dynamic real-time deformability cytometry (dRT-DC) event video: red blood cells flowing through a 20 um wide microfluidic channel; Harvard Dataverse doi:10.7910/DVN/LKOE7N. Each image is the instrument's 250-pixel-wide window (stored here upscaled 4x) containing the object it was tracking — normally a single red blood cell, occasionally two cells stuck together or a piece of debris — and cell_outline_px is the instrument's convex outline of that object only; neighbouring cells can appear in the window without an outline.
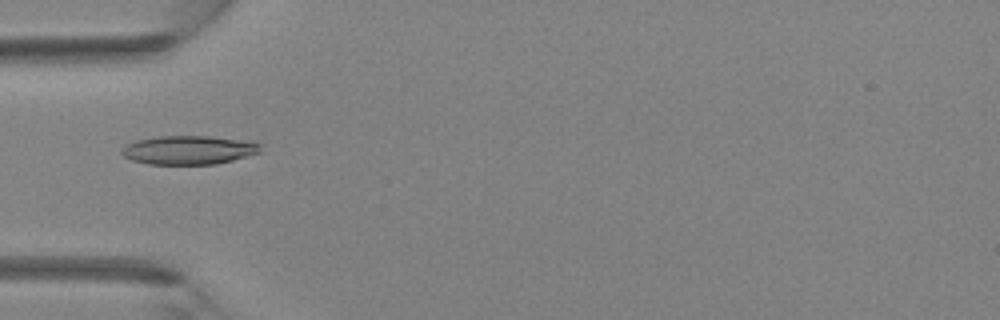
{"species": "Egyptian fruit bat (a non-hibernating species)", "species_latin": "Rousettus aegyptiacus", "temperature_condition": "room temperature", "stored_images_in_passage": 39, "camera_frame_rate_fps": 3000, "um_per_image_px": 0.085, "animal": {"sex": "female"}, "frame": {"image": 1, "passage_image": 10, "time_ms": 3.0, "image_size_px": [1000, 320], "cell_outline_px": [[260, 152], [232, 160], [216, 164], [148, 164], [132, 160], [124, 156], [120, 152], [120, 148], [124, 144], [136, 140], [160, 136], [208, 136], [236, 140], [260, 144]], "centroid_in_image_um": [15.93, 12.75], "position_along_channel_um": 69.1, "area_um2": 23.0}}
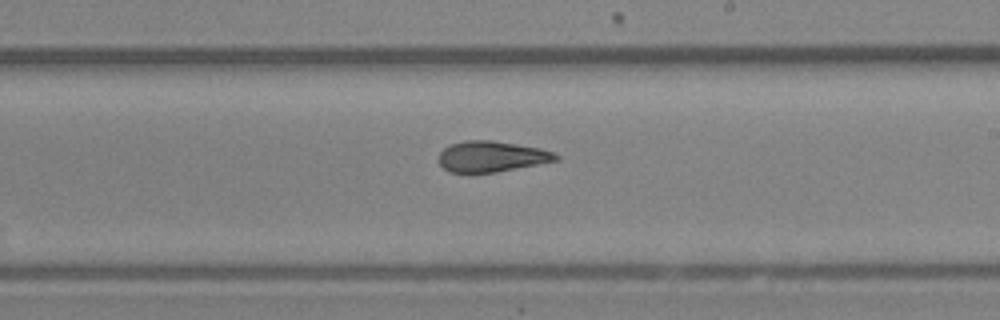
{"frame": {"image": 2, "passage_image": 21, "time_ms": 6.667, "image_size_px": [1000, 320], "cell_outline_px": [[560, 160], [496, 172], [472, 176], [448, 172], [440, 164], [440, 152], [444, 148], [452, 144], [464, 140], [492, 140], [540, 148], [552, 152], [560, 156]], "centroid_in_image_um": [41.75, 13.34], "position_along_channel_um": 247.2, "area_um2": 21.56}}
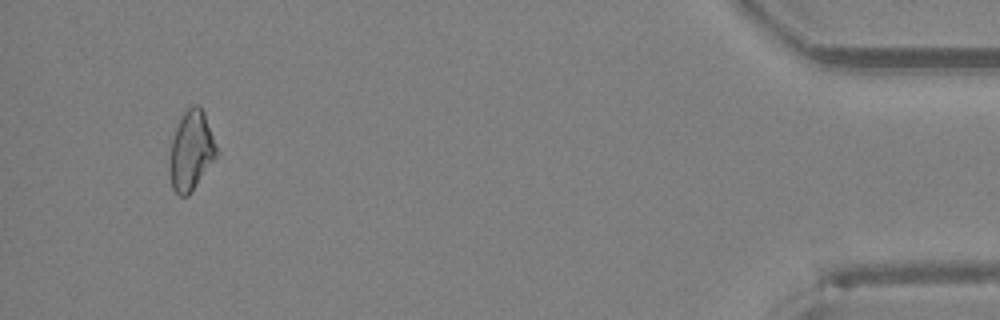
{"frame": {"image": 3, "passage_image": 36, "time_ms": 11.667, "image_size_px": [1000, 320], "cell_outline_px": [[220, 152], [216, 160], [192, 192], [188, 196], [180, 196], [172, 188], [168, 168], [168, 160], [172, 136], [184, 112], [192, 104], [200, 104], [204, 112]], "centroid_in_image_um": [16.27, 12.83], "position_along_channel_um": 418.9, "area_um2": 22.54}}